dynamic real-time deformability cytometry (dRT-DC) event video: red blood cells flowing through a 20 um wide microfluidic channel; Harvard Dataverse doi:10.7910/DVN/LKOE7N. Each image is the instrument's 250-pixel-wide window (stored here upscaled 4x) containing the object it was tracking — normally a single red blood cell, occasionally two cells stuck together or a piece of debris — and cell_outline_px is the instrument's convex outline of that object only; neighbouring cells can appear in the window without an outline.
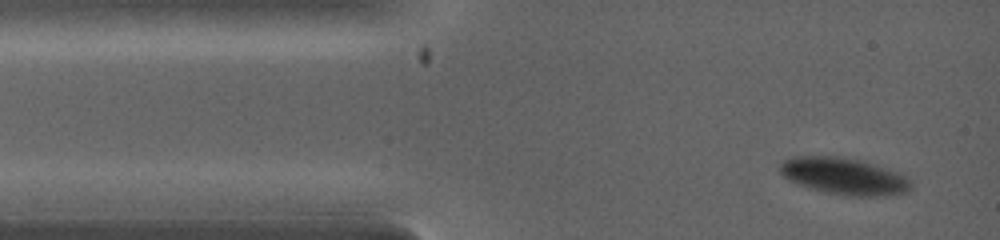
{"species": "common noctule bat (a hibernating species)", "species_latin": "Nyctalus noctula", "temperature_condition": "warm", "stored_images_in_passage": 7, "camera_frame_rate_fps": 5000, "um_per_image_px": 0.085, "animal": {"sex": "female", "body_mass_g": 19.0, "forearm_length_mm": 53.3}, "frame": {"image": 1, "passage_image": 1, "time_ms": 0.0, "image_size_px": [1000, 240], "cell_outline_px": [[912, 188], [904, 192], [880, 196], [844, 196], [824, 192], [808, 188], [788, 180], [780, 172], [780, 164], [784, 160], [792, 156], [836, 156], [860, 160], [896, 172], [904, 176], [912, 184]], "centroid_in_image_um": [71.68, 14.98], "position_along_channel_um": 13.3, "area_um2": 27.92}}
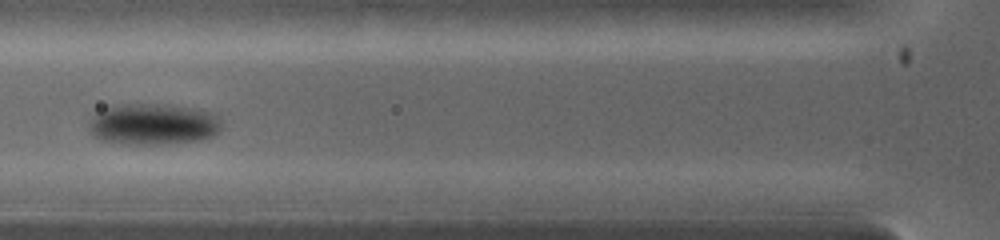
{"frame": {"image": 2, "passage_image": 5, "time_ms": 2.6, "image_size_px": [1000, 240], "cell_outline_px": [[220, 132], [212, 136], [200, 140], [164, 144], [120, 144], [100, 140], [92, 136], [88, 128], [88, 120], [104, 108], [124, 104], [164, 104], [200, 108], [212, 112], [220, 120]], "centroid_in_image_um": [13.01, 10.56], "position_along_channel_um": 112.8, "area_um2": 32.37}}
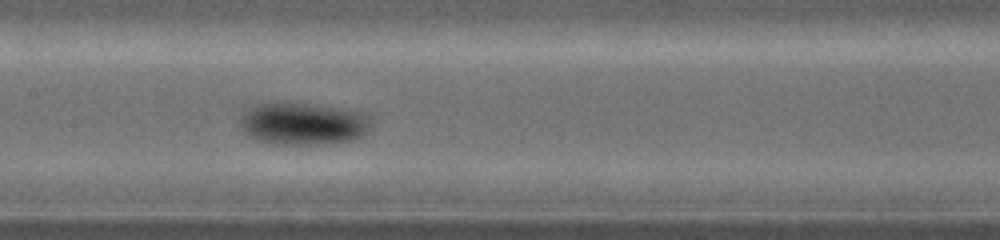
{"frame": {"image": 3, "passage_image": 7, "time_ms": 3.8, "image_size_px": [1000, 240], "cell_outline_px": [[372, 128], [356, 140], [320, 144], [276, 144], [256, 140], [248, 136], [240, 128], [240, 116], [248, 108], [256, 104], [272, 100], [284, 100], [340, 108], [364, 112], [368, 116], [372, 124]], "centroid_in_image_um": [25.73, 10.48], "position_along_channel_um": 181.7, "area_um2": 33.35}}